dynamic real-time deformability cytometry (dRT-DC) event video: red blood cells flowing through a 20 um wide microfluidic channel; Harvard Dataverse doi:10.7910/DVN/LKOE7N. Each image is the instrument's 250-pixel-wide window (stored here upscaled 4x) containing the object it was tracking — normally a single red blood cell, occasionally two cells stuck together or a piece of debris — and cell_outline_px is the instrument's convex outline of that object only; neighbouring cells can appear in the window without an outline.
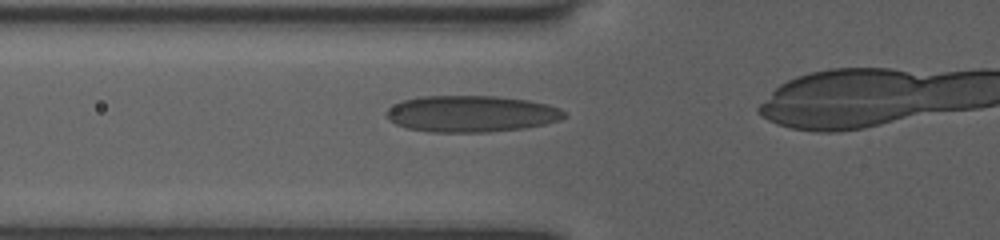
{"species": "human", "species_latin": "Homo sapiens", "temperature_condition": "room temperature", "stored_images_in_passage": 16, "camera_frame_rate_fps": 3000, "um_per_image_px": 0.085, "donor": {"sex": "female"}, "frame": {"image": 1, "passage_image": 9, "time_ms": 4.0, "image_size_px": [1000, 240], "cell_outline_px": [[568, 116], [560, 120], [544, 124], [524, 128], [488, 132], [432, 132], [404, 128], [396, 124], [384, 112], [388, 108], [400, 100], [420, 96], [496, 96], [528, 100], [548, 104], [560, 108]], "centroid_in_image_um": [40.05, 9.67], "position_along_channel_um": 85.7, "area_um2": 38.03}}
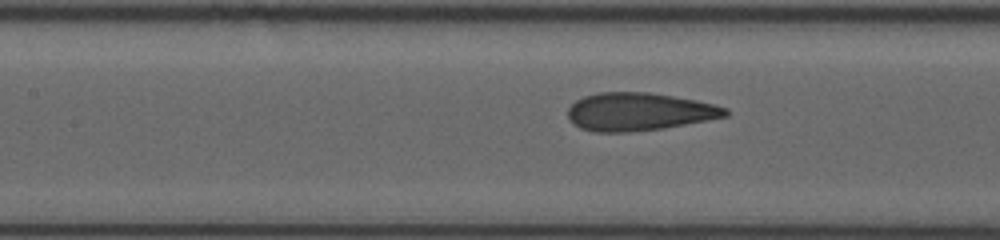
{"frame": {"image": 2, "passage_image": 13, "time_ms": 5.667, "image_size_px": [1000, 240], "cell_outline_px": [[732, 112], [728, 116], [708, 120], [664, 128], [628, 132], [596, 132], [580, 128], [568, 116], [568, 108], [576, 100], [584, 96], [600, 92], [648, 92], [696, 100], [728, 108]], "centroid_in_image_um": [54.35, 9.49], "position_along_channel_um": 153.0, "area_um2": 34.74}}